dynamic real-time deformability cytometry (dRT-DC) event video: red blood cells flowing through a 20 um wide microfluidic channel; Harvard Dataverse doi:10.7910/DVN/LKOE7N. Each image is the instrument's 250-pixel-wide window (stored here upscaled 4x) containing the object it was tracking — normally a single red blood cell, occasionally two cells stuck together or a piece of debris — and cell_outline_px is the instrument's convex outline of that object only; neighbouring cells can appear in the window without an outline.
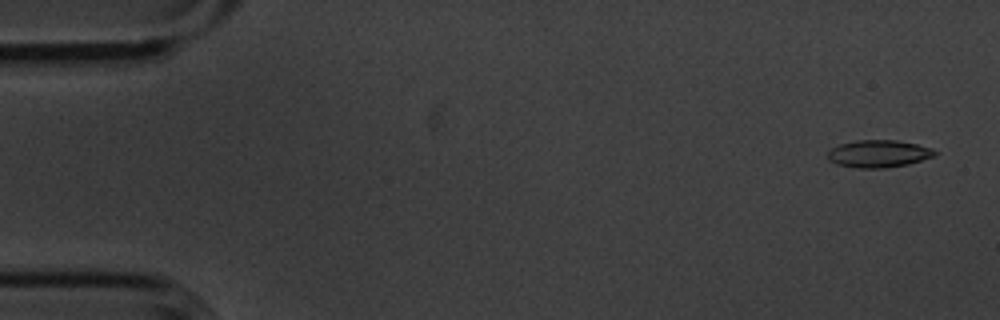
{"species": "common noctule bat (a hibernating species)", "species_latin": "Nyctalus noctula", "temperature_condition": "cold", "stored_images_in_passage": 56, "camera_frame_rate_fps": 3000, "um_per_image_px": 0.085, "animal": {"sex": "male", "body_mass_g": 20.1, "forearm_length_mm": 53.5}, "frame": {"image": 1, "passage_image": 3, "time_ms": 0.667, "image_size_px": [1000, 320], "cell_outline_px": [[940, 152], [936, 156], [908, 164], [884, 168], [856, 168], [836, 164], [828, 160], [828, 152], [832, 148], [840, 144], [856, 140], [896, 140], [916, 144], [932, 148]], "centroid_in_image_um": [74.71, 13.07], "position_along_channel_um": 10.3, "area_um2": 17.22}}
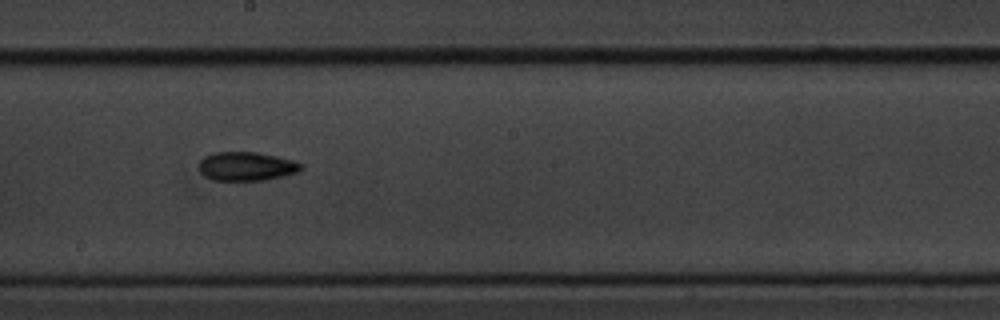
{"frame": {"image": 2, "passage_image": 31, "time_ms": 10.0, "image_size_px": [1000, 320], "cell_outline_px": [[304, 168], [300, 172], [264, 180], [212, 180], [204, 176], [200, 172], [200, 160], [204, 156], [212, 152], [256, 152], [276, 156], [292, 160], [304, 164]], "centroid_in_image_um": [20.97, 14.13], "position_along_channel_um": 227.2, "area_um2": 17.28}}
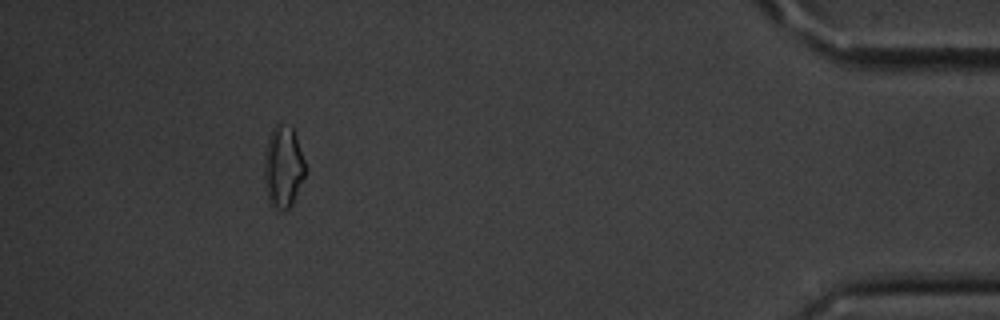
{"frame": {"image": 3, "passage_image": 51, "time_ms": 16.667, "image_size_px": [1000, 320], "cell_outline_px": [[308, 172], [292, 204], [288, 208], [276, 208], [268, 204], [264, 180], [264, 152], [272, 128], [276, 124], [280, 124], [292, 128], [296, 136], [308, 168]], "centroid_in_image_um": [24.09, 14.2], "position_along_channel_um": 411.1, "area_um2": 19.94}, "authors_computed_cell_mechanics": {"area_um2": 16.8198, "velocity_mm_per_s": 3.621, "shape_relaxation_time_tau1_ms": 4.8656, "shape_relaxation_time_tau2_ms": 6.0749, "deformation_change_tau1": 0.1135, "deformation_change_tau2": 0.133}}